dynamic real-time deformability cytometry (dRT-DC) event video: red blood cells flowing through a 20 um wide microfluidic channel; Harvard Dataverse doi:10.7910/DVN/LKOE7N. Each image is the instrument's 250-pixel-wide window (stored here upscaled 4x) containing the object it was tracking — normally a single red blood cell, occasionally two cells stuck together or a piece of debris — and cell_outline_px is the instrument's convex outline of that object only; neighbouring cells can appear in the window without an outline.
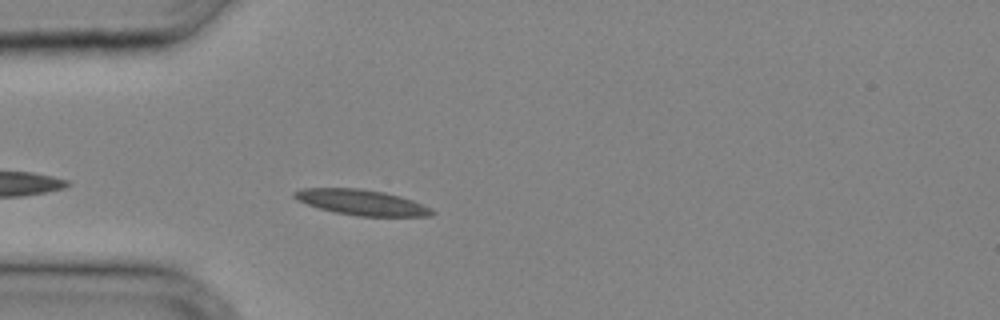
{"species": "common noctule bat (a hibernating species)", "species_latin": "Nyctalus noctula", "temperature_condition": "cold", "stored_images_in_passage": 26, "camera_frame_rate_fps": 3000, "um_per_image_px": 0.085, "animal": {"sex": "male", "body_mass_g": 20.4}, "frame": {"image": 1, "passage_image": 2, "time_ms": 0.333, "image_size_px": [1000, 320], "cell_outline_px": [[436, 212], [432, 216], [356, 216], [336, 212], [320, 208], [296, 200], [292, 196], [292, 192], [300, 188], [360, 188], [384, 192], [400, 196], [412, 200], [432, 208]], "centroid_in_image_um": [30.73, 17.19], "position_along_channel_um": 54.3, "area_um2": 20.52}}
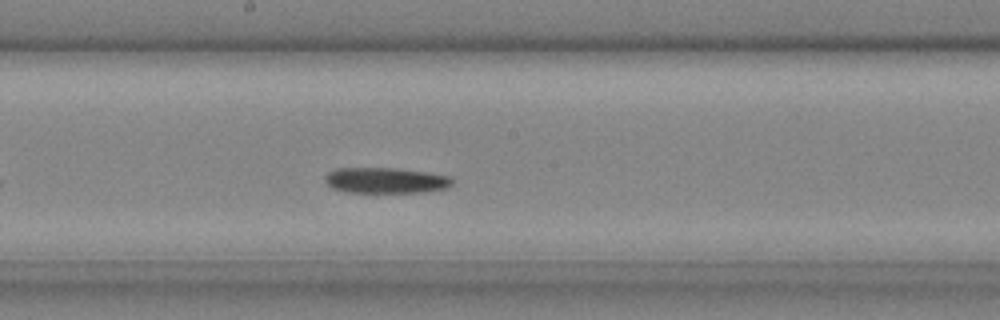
{"frame": {"image": 2, "passage_image": 11, "time_ms": 3.333, "image_size_px": [1000, 320], "cell_outline_px": [[452, 184], [448, 188], [424, 192], [344, 192], [332, 188], [324, 180], [324, 176], [328, 172], [336, 168], [396, 168], [428, 172], [452, 176]], "centroid_in_image_um": [32.79, 15.33], "position_along_channel_um": 215.4, "area_um2": 19.25}}
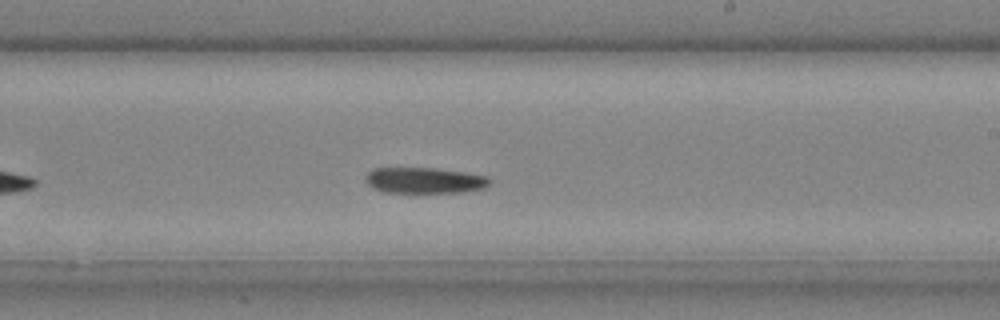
{"frame": {"image": 3, "passage_image": 13, "time_ms": 4.0, "image_size_px": [1000, 320], "cell_outline_px": [[492, 180], [484, 188], [460, 192], [384, 192], [372, 188], [364, 180], [364, 176], [372, 168], [436, 168], [464, 172], [488, 176]], "centroid_in_image_um": [36.05, 15.32], "position_along_channel_um": 253.0, "area_um2": 18.79}}